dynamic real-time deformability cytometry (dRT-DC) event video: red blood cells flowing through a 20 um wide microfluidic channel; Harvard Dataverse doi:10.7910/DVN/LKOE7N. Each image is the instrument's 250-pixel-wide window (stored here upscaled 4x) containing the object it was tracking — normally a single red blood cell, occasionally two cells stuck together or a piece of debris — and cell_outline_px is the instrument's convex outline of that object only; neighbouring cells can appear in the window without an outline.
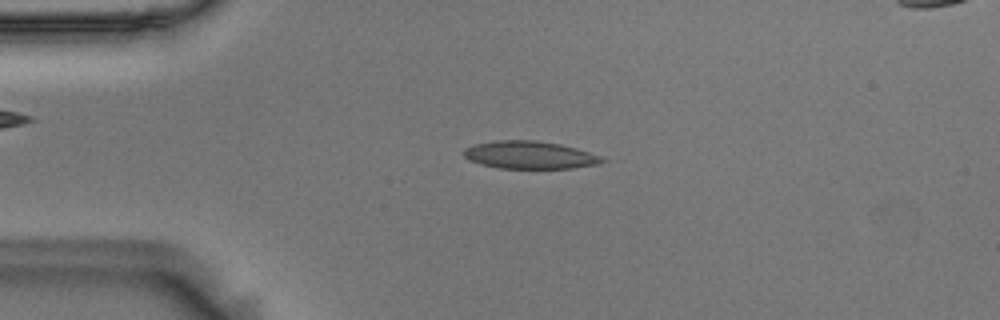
{"species": "Egyptian fruit bat (a non-hibernating species)", "species_latin": "Rousettus aegyptiacus", "temperature_condition": "room temperature", "stored_images_in_passage": 54, "camera_frame_rate_fps": 3000, "um_per_image_px": 0.085, "animal": {"sex": "male"}, "frame": {"image": 1, "passage_image": 12, "time_ms": 3.667, "image_size_px": [1000, 320], "cell_outline_px": [[608, 160], [600, 164], [572, 168], [500, 168], [480, 164], [468, 160], [464, 156], [464, 148], [472, 144], [496, 140], [536, 140], [560, 144], [576, 148], [600, 156]], "centroid_in_image_um": [45.01, 13.17], "position_along_channel_um": 40.0, "area_um2": 22.43}}
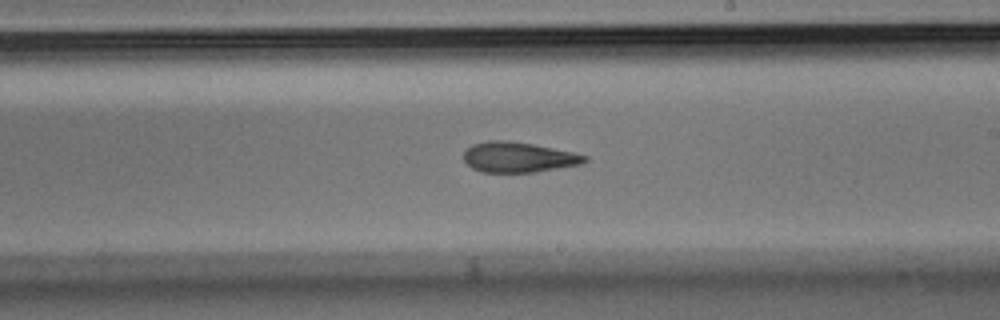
{"frame": {"image": 2, "passage_image": 31, "time_ms": 10.0, "image_size_px": [1000, 320], "cell_outline_px": [[588, 160], [580, 164], [536, 172], [484, 172], [472, 168], [464, 160], [464, 152], [472, 144], [488, 140], [508, 140], [532, 144], [576, 152], [588, 156]], "centroid_in_image_um": [44.08, 13.35], "position_along_channel_um": 244.9, "area_um2": 21.39}}
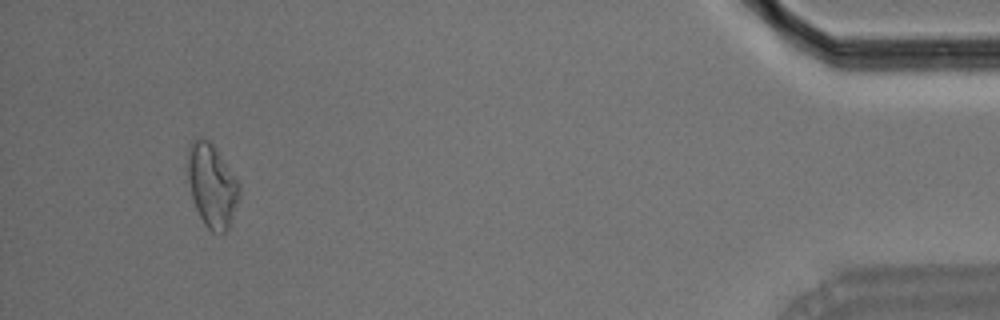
{"frame": {"image": 3, "passage_image": 51, "time_ms": 16.667, "image_size_px": [1000, 320], "cell_outline_px": [[240, 196], [228, 228], [224, 232], [212, 232], [204, 224], [192, 200], [184, 164], [188, 144], [196, 136], [200, 136], [208, 140], [212, 144], [240, 184]], "centroid_in_image_um": [17.95, 15.71], "position_along_channel_um": 417.3, "area_um2": 25.49}, "authors_computed_cell_mechanics": {"area_um2": 22.1952, "velocity_mm_per_s": 3.6395, "shape_relaxation_time_tau1_ms": 6.1257, "shape_relaxation_time_tau2_ms": 4.2418, "deformation_change_tau1": 0.1714, "deformation_change_tau2": 0.1303}}